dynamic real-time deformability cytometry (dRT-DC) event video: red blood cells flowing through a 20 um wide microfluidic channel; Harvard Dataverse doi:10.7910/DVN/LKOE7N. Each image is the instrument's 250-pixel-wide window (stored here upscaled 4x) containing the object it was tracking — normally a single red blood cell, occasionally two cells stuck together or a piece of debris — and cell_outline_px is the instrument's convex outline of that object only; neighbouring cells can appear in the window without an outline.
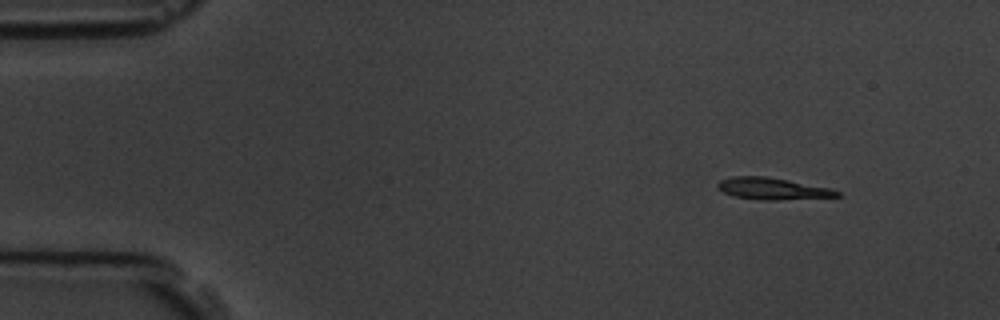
{"species": "common noctule bat (a hibernating species)", "species_latin": "Nyctalus noctula", "temperature_condition": "room temperature", "stored_images_in_passage": 5, "camera_frame_rate_fps": 3000, "um_per_image_px": 0.085, "animal": {"sex": "male", "body_mass_g": 19.5, "forearm_length_mm": 54.6}, "frame": {"image": 1, "passage_image": 1, "time_ms": 0.0, "image_size_px": [1000, 320], "cell_outline_px": [[840, 196], [776, 200], [764, 200], [732, 196], [724, 192], [716, 184], [720, 180], [732, 176], [768, 176], [828, 188], [840, 192]], "centroid_in_image_um": [65.62, 16.03], "position_along_channel_um": 19.4, "area_um2": 14.91}}
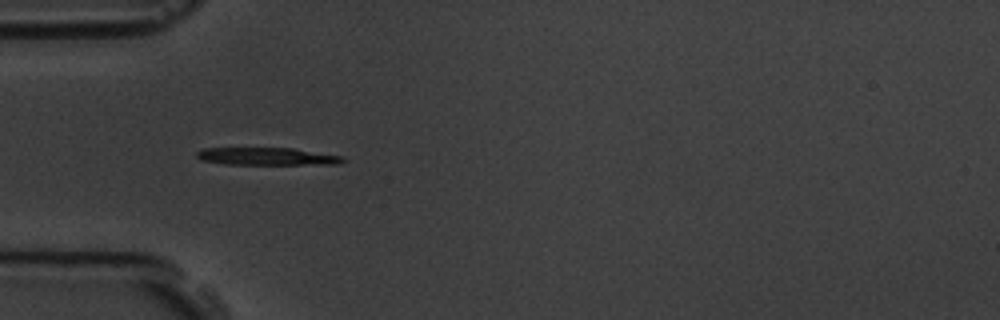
{"frame": {"image": 2, "passage_image": 4, "time_ms": 3.667, "image_size_px": [1000, 320], "cell_outline_px": [[344, 160], [336, 164], [224, 164], [200, 160], [196, 156], [196, 152], [204, 148], [292, 148], [344, 156]], "centroid_in_image_um": [22.66, 13.29], "position_along_channel_um": 62.3, "area_um2": 14.85}}
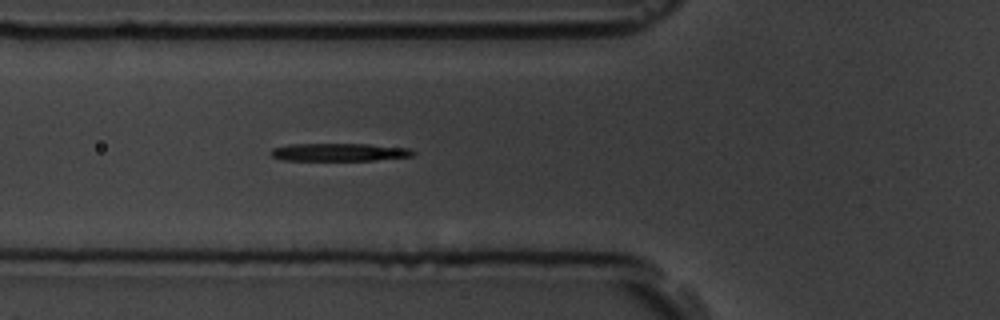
{"frame": {"image": 3, "passage_image": 5, "time_ms": 4.667, "image_size_px": [1000, 320], "cell_outline_px": [[416, 152], [412, 156], [376, 160], [280, 160], [272, 156], [268, 152], [272, 148], [288, 144], [368, 144], [412, 148]], "centroid_in_image_um": [28.83, 12.93], "position_along_channel_um": 97.0, "area_um2": 14.91}}